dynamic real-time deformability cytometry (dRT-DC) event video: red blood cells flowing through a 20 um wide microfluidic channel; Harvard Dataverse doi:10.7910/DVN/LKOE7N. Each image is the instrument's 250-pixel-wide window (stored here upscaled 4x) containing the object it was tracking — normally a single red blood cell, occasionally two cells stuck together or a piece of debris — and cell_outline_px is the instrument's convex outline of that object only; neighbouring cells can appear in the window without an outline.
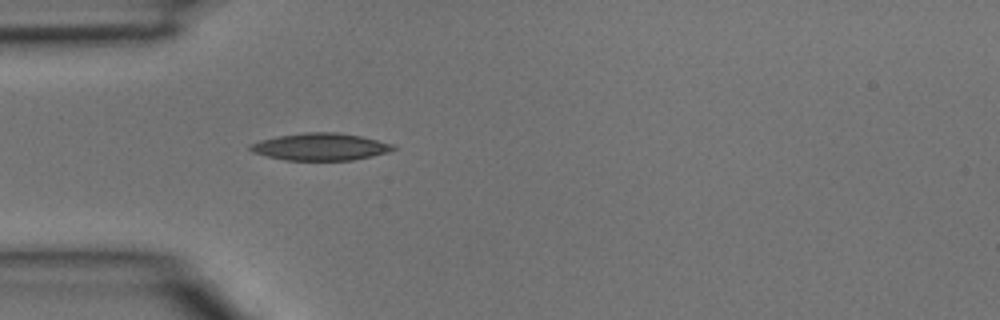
{"species": "common noctule bat (a hibernating species)", "species_latin": "Nyctalus noctula", "temperature_condition": "room temperature", "stored_images_in_passage": 1, "camera_frame_rate_fps": 3000, "um_per_image_px": 0.085, "animal": {"sex": "male", "body_mass_g": 15.6}, "frame": {"image": 1, "passage_image": 1, "time_ms": 0.0, "image_size_px": [1000, 320], "cell_outline_px": [[396, 148], [388, 152], [372, 156], [352, 160], [284, 160], [252, 152], [248, 148], [248, 144], [260, 140], [280, 136], [304, 132], [336, 132], [360, 136], [392, 144]], "centroid_in_image_um": [27.2, 12.48], "position_along_channel_um": 57.8, "area_um2": 22.48}}